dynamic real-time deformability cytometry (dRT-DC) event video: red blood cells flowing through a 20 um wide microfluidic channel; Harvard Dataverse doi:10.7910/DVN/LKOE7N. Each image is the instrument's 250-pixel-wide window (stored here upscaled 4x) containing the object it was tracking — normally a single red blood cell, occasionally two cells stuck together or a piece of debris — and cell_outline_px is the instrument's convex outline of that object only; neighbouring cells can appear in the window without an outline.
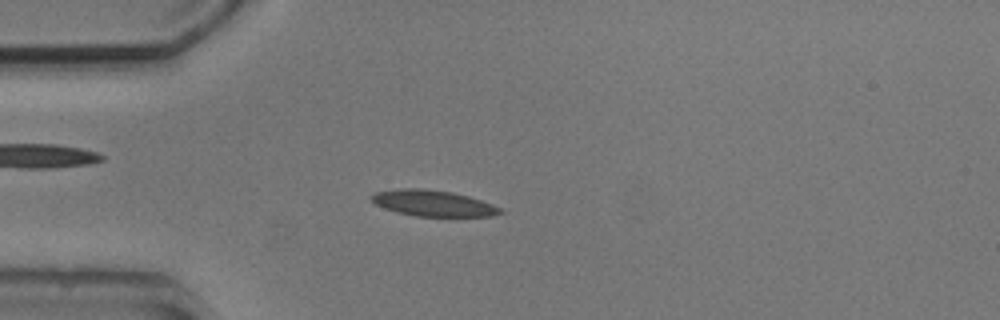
{"species": "common noctule bat (a hibernating species)", "species_latin": "Nyctalus noctula", "temperature_condition": "cold", "stored_images_in_passage": 4, "camera_frame_rate_fps": 3000, "um_per_image_px": 0.085, "animal": {"sex": "male", "body_mass_g": 20.5, "forearm_length_mm": 52.5}, "frame": {"image": 1, "passage_image": 4, "time_ms": 3.333, "image_size_px": [1000, 320], "cell_outline_px": [[504, 212], [492, 216], [416, 216], [396, 212], [384, 208], [368, 200], [368, 196], [376, 192], [404, 188], [420, 188], [452, 192], [468, 196], [492, 204], [500, 208]], "centroid_in_image_um": [36.76, 17.27], "position_along_channel_um": 48.2, "area_um2": 19.48}}